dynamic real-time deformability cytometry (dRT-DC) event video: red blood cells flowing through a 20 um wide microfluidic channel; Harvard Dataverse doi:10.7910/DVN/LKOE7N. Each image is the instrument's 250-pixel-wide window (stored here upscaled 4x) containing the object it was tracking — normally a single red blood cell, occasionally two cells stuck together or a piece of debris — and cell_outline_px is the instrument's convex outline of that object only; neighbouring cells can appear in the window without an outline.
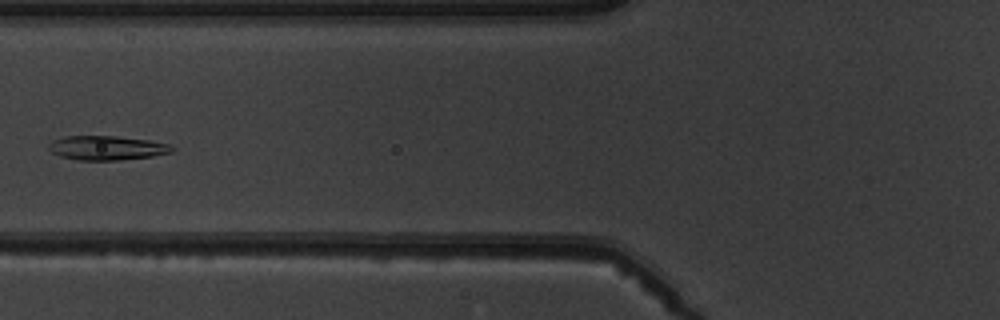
{"species": "common noctule bat (a hibernating species)", "species_latin": "Nyctalus noctula", "temperature_condition": "warm", "stored_images_in_passage": 5, "camera_frame_rate_fps": 3000, "um_per_image_px": 0.085, "animal": {"sex": "male", "body_mass_g": 19.5, "forearm_length_mm": 54.6}, "frame": {"image": 1, "passage_image": 5, "time_ms": 5.667, "image_size_px": [1000, 320], "cell_outline_px": [[176, 148], [172, 152], [152, 156], [120, 160], [76, 160], [60, 156], [52, 152], [48, 148], [48, 144], [52, 140], [64, 136], [116, 136], [148, 140], [168, 144]], "centroid_in_image_um": [9.06, 12.57], "position_along_channel_um": 116.7, "area_um2": 17.46}}